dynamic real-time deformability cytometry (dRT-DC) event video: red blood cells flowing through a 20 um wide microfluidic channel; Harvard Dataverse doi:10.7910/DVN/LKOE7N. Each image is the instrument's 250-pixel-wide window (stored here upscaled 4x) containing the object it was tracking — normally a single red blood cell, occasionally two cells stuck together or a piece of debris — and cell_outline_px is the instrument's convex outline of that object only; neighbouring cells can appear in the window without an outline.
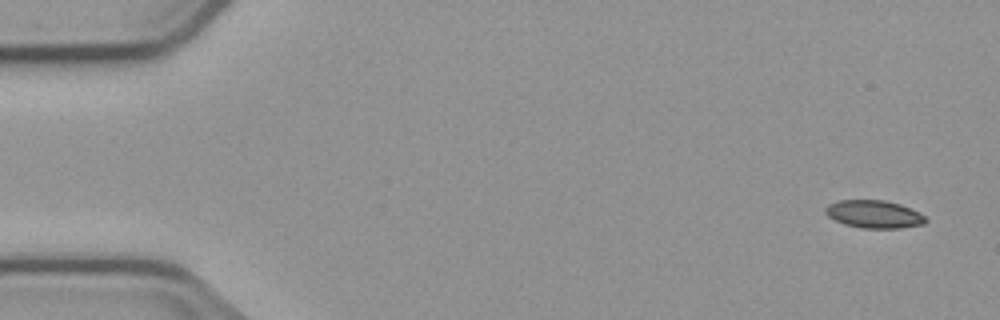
{"species": "common noctule bat (a hibernating species)", "species_latin": "Nyctalus noctula", "temperature_condition": "cold", "stored_images_in_passage": 53, "camera_frame_rate_fps": 3000, "um_per_image_px": 0.085, "animal": {"sex": "male", "body_mass_g": 23.1, "forearm_length_mm": 52.7}, "frame": {"image": 1, "passage_image": 1, "time_ms": 0.0, "image_size_px": [1000, 320], "cell_outline_px": [[928, 220], [924, 224], [900, 228], [860, 228], [844, 224], [828, 216], [824, 212], [824, 208], [828, 204], [840, 200], [884, 200], [900, 204], [924, 216]], "centroid_in_image_um": [74.26, 18.21], "position_along_channel_um": 10.7, "area_um2": 16.13}}
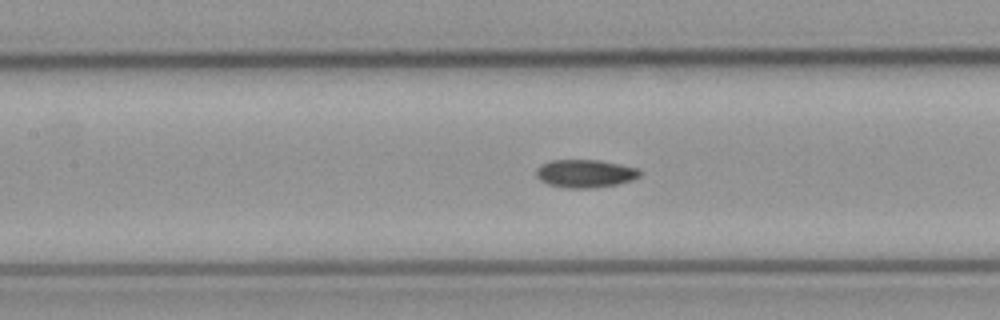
{"frame": {"image": 2, "passage_image": 23, "time_ms": 7.333, "image_size_px": [1000, 320], "cell_outline_px": [[640, 176], [632, 180], [616, 184], [596, 188], [568, 188], [548, 184], [540, 180], [536, 176], [536, 168], [540, 164], [552, 160], [600, 160], [640, 168]], "centroid_in_image_um": [49.74, 14.74], "position_along_channel_um": 157.7, "area_um2": 17.05}}
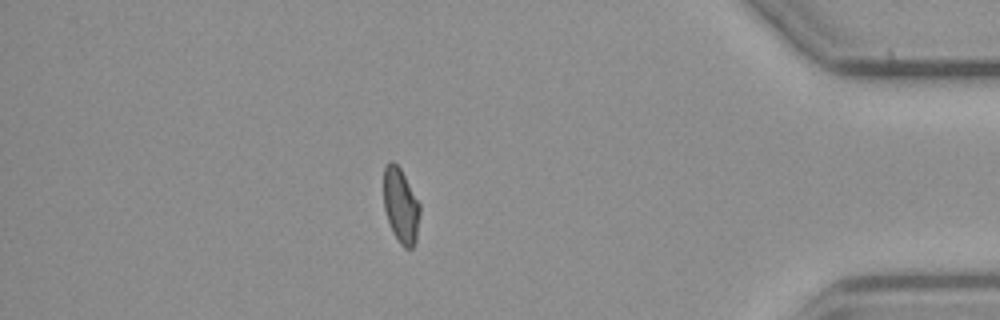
{"frame": {"image": 3, "passage_image": 46, "time_ms": 15.0, "image_size_px": [1000, 320], "cell_outline_px": [[420, 212], [416, 240], [412, 248], [404, 248], [400, 244], [392, 232], [384, 208], [384, 168], [392, 160], [400, 168], [420, 204]], "centroid_in_image_um": [34.07, 17.51], "position_along_channel_um": 401.1, "area_um2": 15.66}}